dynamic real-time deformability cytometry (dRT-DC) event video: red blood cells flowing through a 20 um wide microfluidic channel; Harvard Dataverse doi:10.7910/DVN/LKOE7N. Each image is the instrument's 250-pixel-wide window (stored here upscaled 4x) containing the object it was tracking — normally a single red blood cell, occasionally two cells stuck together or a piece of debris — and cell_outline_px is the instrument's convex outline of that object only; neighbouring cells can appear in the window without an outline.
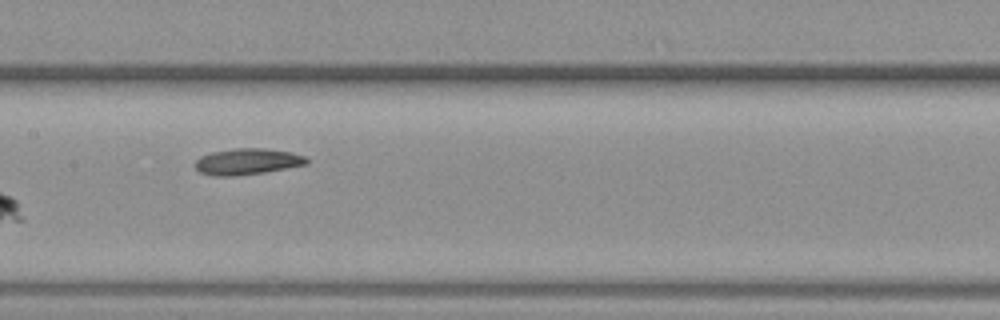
{"species": "common noctule bat (a hibernating species)", "species_latin": "Nyctalus noctula", "temperature_condition": "warm", "stored_images_in_passage": 8, "camera_frame_rate_fps": 3000, "um_per_image_px": 0.085, "animal": {"sex": "female", "body_mass_g": 19.3, "forearm_length_mm": 54.1}, "frame": {"image": 1, "passage_image": 8, "time_ms": 2.333, "image_size_px": [1000, 320], "cell_outline_px": [[308, 164], [264, 172], [236, 176], [216, 176], [200, 172], [196, 168], [196, 160], [200, 156], [212, 152], [232, 148], [264, 148], [292, 152], [304, 156], [308, 160]], "centroid_in_image_um": [21.02, 13.72], "position_along_channel_um": 186.4, "area_um2": 16.99}}